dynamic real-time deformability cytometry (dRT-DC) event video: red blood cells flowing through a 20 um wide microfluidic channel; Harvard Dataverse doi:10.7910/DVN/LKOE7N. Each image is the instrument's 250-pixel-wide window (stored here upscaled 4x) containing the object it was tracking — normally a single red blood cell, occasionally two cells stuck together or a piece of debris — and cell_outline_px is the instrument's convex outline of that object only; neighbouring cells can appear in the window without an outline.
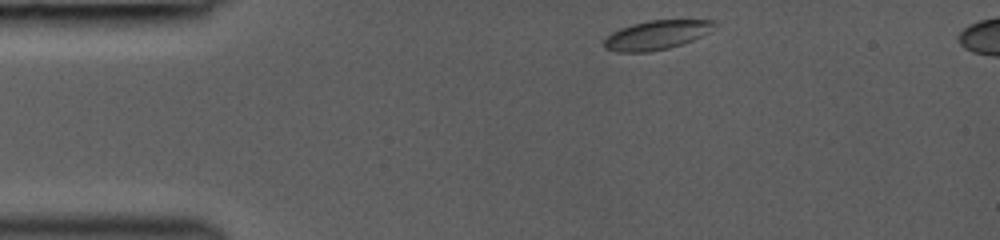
{"species": "common noctule bat (a hibernating species)", "species_latin": "Nyctalus noctula", "temperature_condition": "room temperature", "stored_images_in_passage": 35, "camera_frame_rate_fps": 3000, "um_per_image_px": 0.085, "animal": {"sex": "female", "body_mass_g": 19.0, "forearm_length_mm": 53.3}, "frame": {"image": 1, "passage_image": 1, "time_ms": 0.0, "image_size_px": [1000, 240], "cell_outline_px": [[716, 24], [708, 32], [692, 40], [668, 48], [648, 52], [616, 52], [604, 48], [604, 40], [612, 32], [620, 28], [632, 24], [648, 20], [716, 20]], "centroid_in_image_um": [55.77, 2.97], "position_along_channel_um": 29.2, "area_um2": 18.55}}
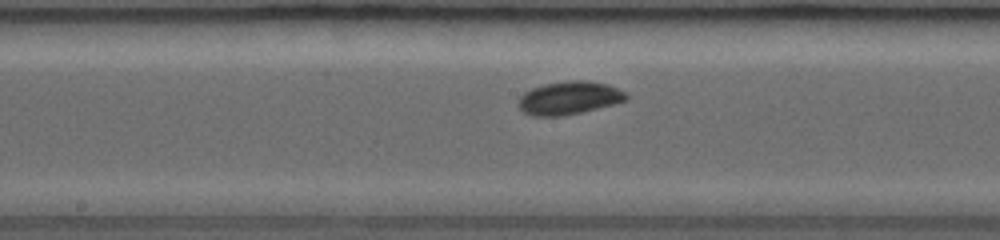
{"frame": {"image": 2, "passage_image": 17, "time_ms": 5.333, "image_size_px": [1000, 240], "cell_outline_px": [[628, 100], [580, 112], [560, 116], [532, 116], [524, 112], [516, 104], [520, 96], [524, 92], [532, 88], [544, 84], [568, 80], [588, 80], [608, 84], [628, 92]], "centroid_in_image_um": [48.38, 8.31], "position_along_channel_um": 199.8, "area_um2": 20.92}}
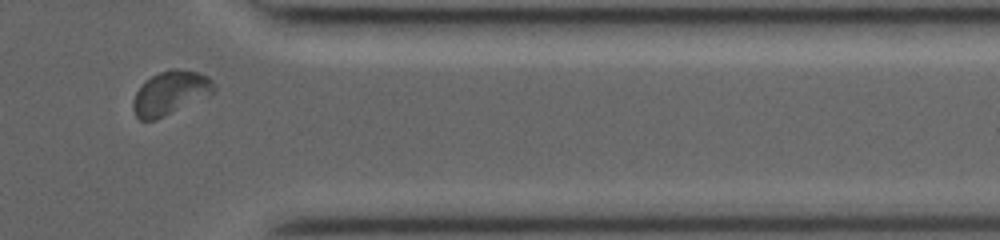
{"frame": {"image": 3, "passage_image": 31, "time_ms": 10.0, "image_size_px": [1000, 240], "cell_outline_px": [[216, 92], [208, 96], [156, 120], [140, 120], [136, 116], [132, 108], [132, 100], [136, 92], [144, 80], [160, 72], [172, 68], [176, 68], [196, 72], [208, 76], [216, 84]], "centroid_in_image_um": [14.48, 7.9], "position_along_channel_um": 396.9, "area_um2": 20.81}, "authors_computed_cell_mechanics": {"area_um2": 19.4786, "velocity_mm_per_s": 4.2607, "shape_relaxation_time_tau1_ms": 1.888, "shape_relaxation_time_tau2_ms": 4.1518, "deformation_change_tau1": 0.062, "deformation_change_tau2": 0.0438}}